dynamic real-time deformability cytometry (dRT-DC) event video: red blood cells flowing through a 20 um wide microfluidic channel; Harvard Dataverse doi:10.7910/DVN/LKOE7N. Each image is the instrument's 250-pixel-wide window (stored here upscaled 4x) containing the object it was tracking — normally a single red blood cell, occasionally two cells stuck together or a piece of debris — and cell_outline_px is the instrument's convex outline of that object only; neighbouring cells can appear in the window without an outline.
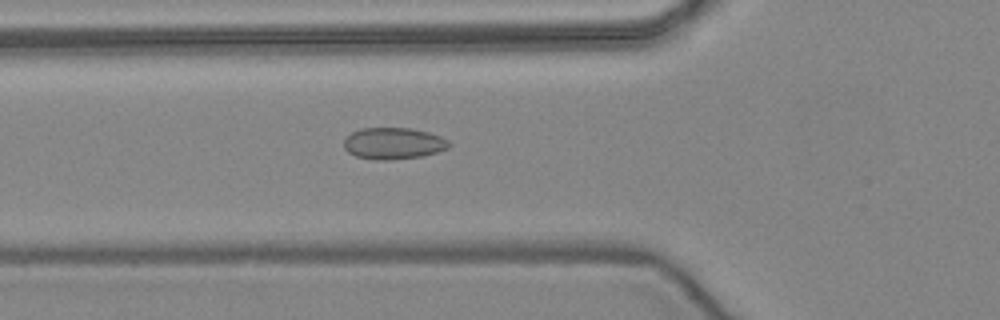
{"species": "common noctule bat (a hibernating species)", "species_latin": "Nyctalus noctula", "temperature_condition": "warm", "stored_images_in_passage": 52, "camera_frame_rate_fps": 3000, "um_per_image_px": 0.085, "animal": {"sex": "female", "body_mass_g": 24.6, "forearm_length_mm": 56.2}, "frame": {"image": 1, "passage_image": 19, "time_ms": 6.0, "image_size_px": [1000, 320], "cell_outline_px": [[452, 144], [448, 148], [424, 156], [388, 160], [376, 160], [356, 156], [348, 152], [344, 148], [344, 140], [352, 132], [360, 128], [408, 128], [428, 132], [440, 136], [448, 140]], "centroid_in_image_um": [33.45, 12.19], "position_along_channel_um": 92.4, "area_um2": 19.36}}
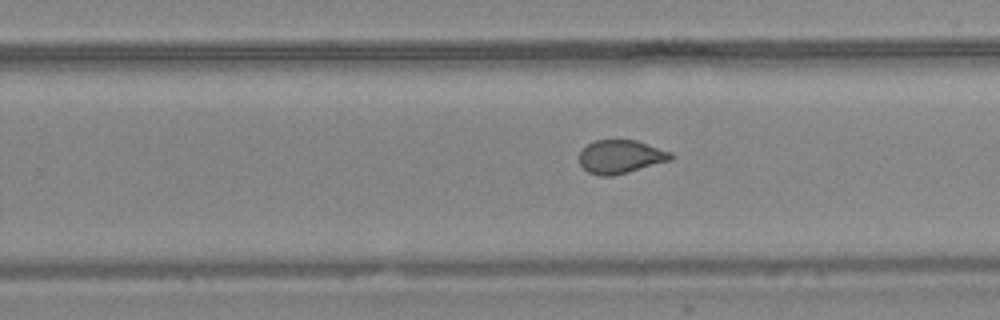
{"frame": {"image": 2, "passage_image": 33, "time_ms": 10.667, "image_size_px": [1000, 320], "cell_outline_px": [[672, 160], [628, 172], [612, 176], [600, 176], [588, 172], [580, 164], [580, 152], [588, 144], [596, 140], [636, 140], [672, 152]], "centroid_in_image_um": [52.76, 13.32], "position_along_channel_um": 277.0, "area_um2": 17.74}}
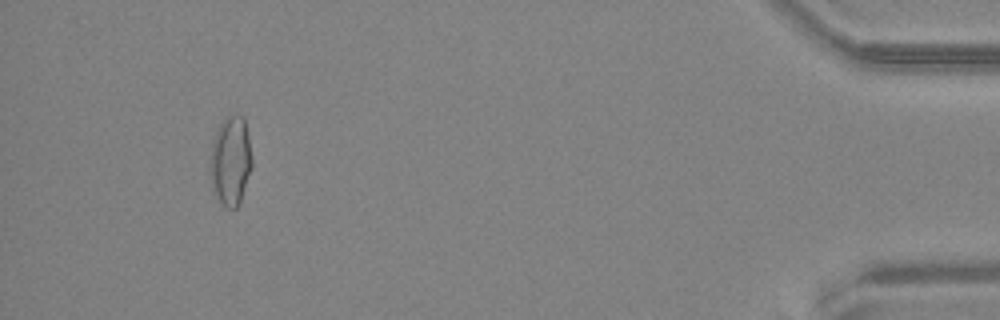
{"frame": {"image": 3, "passage_image": 49, "time_ms": 16.0, "image_size_px": [1000, 320], "cell_outline_px": [[252, 168], [240, 200], [236, 208], [224, 208], [216, 196], [212, 188], [212, 144], [216, 132], [220, 124], [228, 116], [244, 116], [252, 156]], "centroid_in_image_um": [19.64, 13.69], "position_along_channel_um": 415.6, "area_um2": 21.21}, "authors_computed_cell_mechanics": {"area_um2": 19.074, "velocity_mm_per_s": 3.9577, "shape_relaxation_time_tau1_ms": null, "shape_relaxation_time_tau2_ms": 1.0676, "deformation_change_tau1": null, "deformation_change_tau2": 0.0476}}